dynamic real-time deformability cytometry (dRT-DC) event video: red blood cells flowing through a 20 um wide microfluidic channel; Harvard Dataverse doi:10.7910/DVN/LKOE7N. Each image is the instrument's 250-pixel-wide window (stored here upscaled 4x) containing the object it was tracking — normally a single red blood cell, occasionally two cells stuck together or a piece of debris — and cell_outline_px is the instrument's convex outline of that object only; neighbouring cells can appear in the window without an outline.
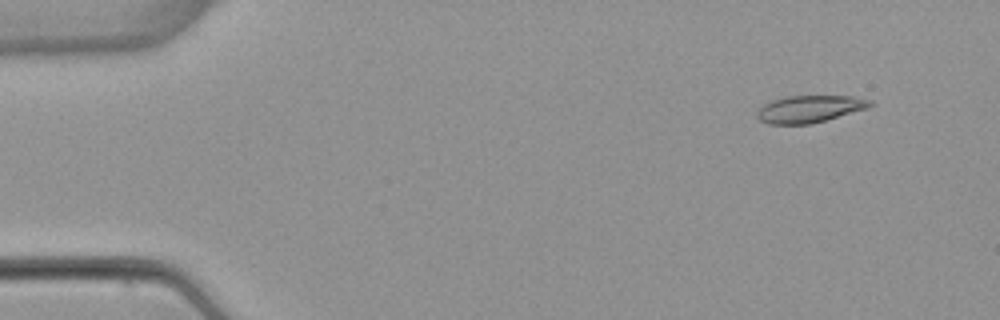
{"species": "common noctule bat (a hibernating species)", "species_latin": "Nyctalus noctula", "temperature_condition": "warm", "stored_images_in_passage": 53, "camera_frame_rate_fps": 3000, "um_per_image_px": 0.085, "animal": {"sex": "female", "body_mass_g": 22.7, "forearm_length_mm": 54.2}, "frame": {"image": 1, "passage_image": 5, "time_ms": 1.333, "image_size_px": [1000, 320], "cell_outline_px": [[876, 104], [868, 108], [812, 124], [768, 124], [760, 120], [756, 116], [756, 112], [768, 100], [784, 96], [852, 96], [872, 100]], "centroid_in_image_um": [68.81, 9.25], "position_along_channel_um": 16.2, "area_um2": 18.15}}
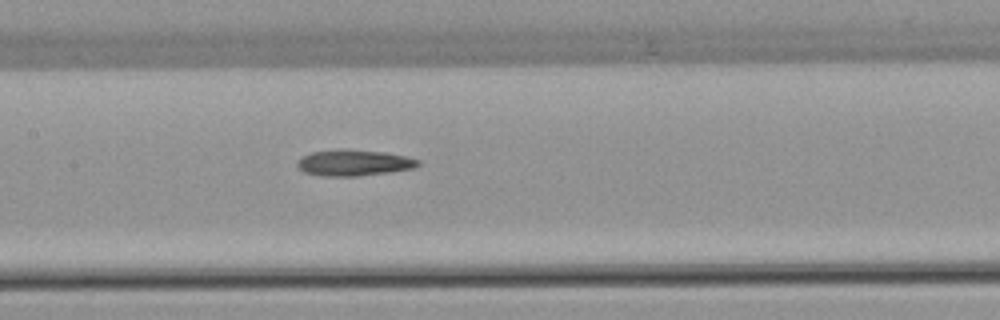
{"frame": {"image": 2, "passage_image": 26, "time_ms": 8.333, "image_size_px": [1000, 320], "cell_outline_px": [[420, 164], [412, 168], [388, 172], [360, 176], [320, 176], [304, 172], [296, 164], [296, 160], [312, 152], [336, 148], [344, 148], [384, 152], [404, 156], [420, 160]], "centroid_in_image_um": [30.03, 13.82], "position_along_channel_um": 177.4, "area_um2": 18.5}}
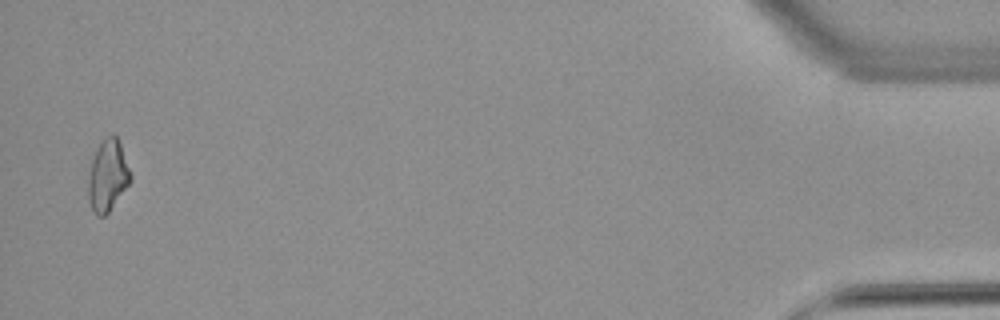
{"frame": {"image": 3, "passage_image": 52, "time_ms": 17.0, "image_size_px": [1000, 320], "cell_outline_px": [[132, 180], [108, 212], [104, 216], [96, 216], [92, 208], [88, 196], [88, 180], [92, 160], [96, 148], [104, 136], [112, 132], [116, 132], [132, 176]], "centroid_in_image_um": [9.16, 14.86], "position_along_channel_um": 426.0, "area_um2": 17.69}}